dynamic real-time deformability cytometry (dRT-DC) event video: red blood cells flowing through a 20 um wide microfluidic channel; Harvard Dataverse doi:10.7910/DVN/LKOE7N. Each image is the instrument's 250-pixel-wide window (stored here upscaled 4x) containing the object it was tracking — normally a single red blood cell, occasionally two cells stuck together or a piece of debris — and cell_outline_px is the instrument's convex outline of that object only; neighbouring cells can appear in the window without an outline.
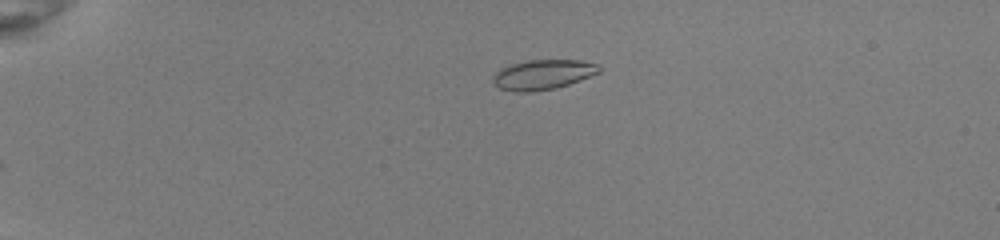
{"species": "common noctule bat (a hibernating species)", "species_latin": "Nyctalus noctula", "temperature_condition": "room temperature", "stored_images_in_passage": 31, "camera_frame_rate_fps": 3000, "um_per_image_px": 0.085, "animal": {"sex": "female", "body_mass_g": 22.0, "forearm_length_mm": 56.7}, "frame": {"image": 1, "passage_image": 1, "time_ms": 0.0, "image_size_px": [1000, 240], "cell_outline_px": [[600, 72], [580, 80], [556, 88], [532, 92], [512, 92], [500, 88], [492, 80], [496, 72], [500, 68], [512, 64], [528, 60], [580, 60], [600, 64]], "centroid_in_image_um": [46.16, 6.34], "position_along_channel_um": 38.8, "area_um2": 18.5}}
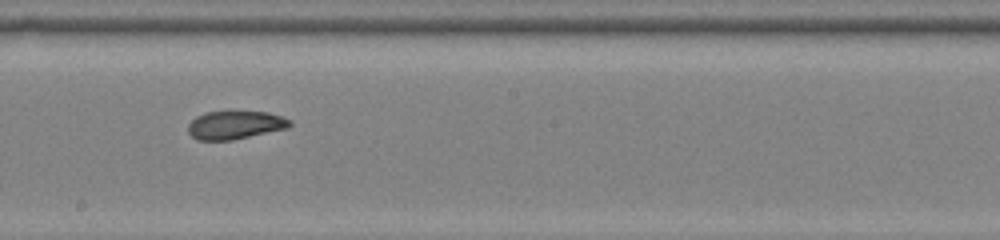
{"frame": {"image": 2, "passage_image": 20, "time_ms": 6.333, "image_size_px": [1000, 240], "cell_outline_px": [[292, 124], [288, 128], [232, 140], [196, 140], [188, 132], [188, 124], [196, 116], [204, 112], [232, 108], [268, 112], [292, 120]], "centroid_in_image_um": [19.97, 10.56], "position_along_channel_um": 228.2, "area_um2": 17.63}}
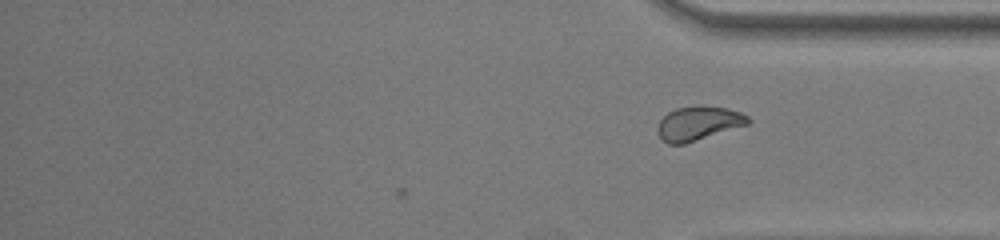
{"frame": {"image": 3, "passage_image": 31, "time_ms": 10.0, "image_size_px": [1000, 240], "cell_outline_px": [[752, 120], [748, 124], [684, 144], [668, 144], [656, 132], [656, 128], [660, 120], [668, 112], [676, 108], [700, 104], [728, 108], [740, 112], [748, 116]], "centroid_in_image_um": [59.36, 10.46], "position_along_channel_um": 375.8, "area_um2": 18.09}}